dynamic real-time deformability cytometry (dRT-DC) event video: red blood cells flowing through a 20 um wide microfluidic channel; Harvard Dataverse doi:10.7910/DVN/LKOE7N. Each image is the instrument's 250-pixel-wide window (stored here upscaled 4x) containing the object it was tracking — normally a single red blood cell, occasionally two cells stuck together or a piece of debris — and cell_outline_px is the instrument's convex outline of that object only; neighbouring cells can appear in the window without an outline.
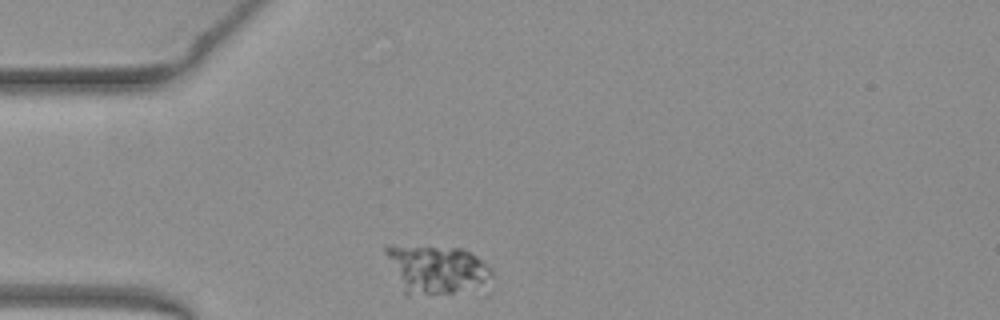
{"species": "common noctule bat (a hibernating species)", "species_latin": "Nyctalus noctula", "temperature_condition": "warm", "stored_images_in_passage": 30, "camera_frame_rate_fps": 3000, "um_per_image_px": 0.085, "animal": {"sex": "female", "body_mass_g": 19.3, "forearm_length_mm": 54.1}, "frame": {"image": 1, "passage_image": 1, "time_ms": 0.0, "image_size_px": [1000, 320], "cell_outline_px": [[492, 272], [484, 284], [452, 292], [408, 296], [404, 296], [384, 252], [384, 244], [392, 244], [464, 248], [476, 256]], "centroid_in_image_um": [36.96, 22.86], "position_along_channel_um": 48.0, "area_um2": 29.82}}
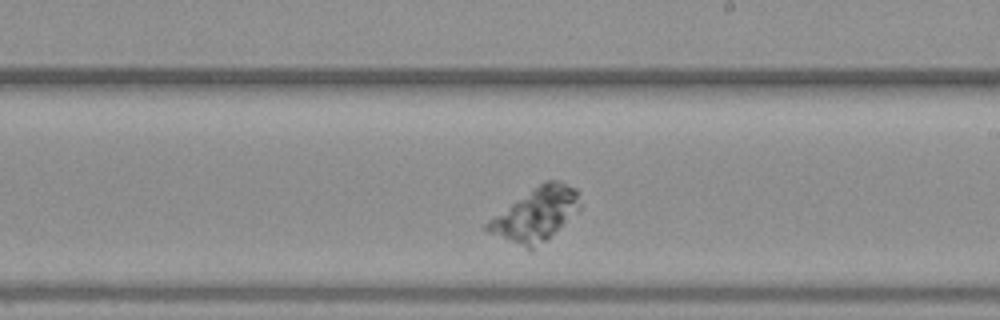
{"frame": {"image": 2, "passage_image": 18, "time_ms": 5.667, "image_size_px": [1000, 320], "cell_outline_px": [[580, 212], [532, 252], [528, 252], [488, 232], [484, 228], [484, 224], [488, 220], [544, 180], [560, 180], [576, 188], [580, 192]], "centroid_in_image_um": [45.58, 18.27], "position_along_channel_um": 243.4, "area_um2": 29.42}}
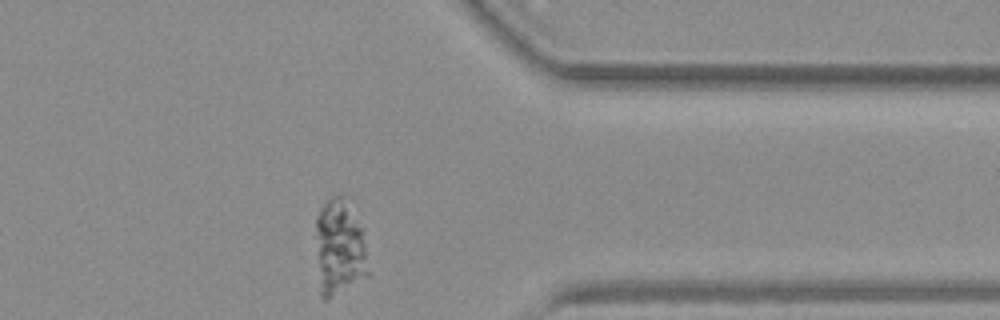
{"frame": {"image": 3, "passage_image": 30, "time_ms": 9.667, "image_size_px": [1000, 320], "cell_outline_px": [[368, 276], [328, 300], [324, 300], [320, 296], [316, 228], [316, 216], [320, 208], [332, 196], [340, 196], [348, 204], [364, 228], [368, 272]], "centroid_in_image_um": [28.87, 21.08], "position_along_channel_um": 382.5, "area_um2": 29.36}}